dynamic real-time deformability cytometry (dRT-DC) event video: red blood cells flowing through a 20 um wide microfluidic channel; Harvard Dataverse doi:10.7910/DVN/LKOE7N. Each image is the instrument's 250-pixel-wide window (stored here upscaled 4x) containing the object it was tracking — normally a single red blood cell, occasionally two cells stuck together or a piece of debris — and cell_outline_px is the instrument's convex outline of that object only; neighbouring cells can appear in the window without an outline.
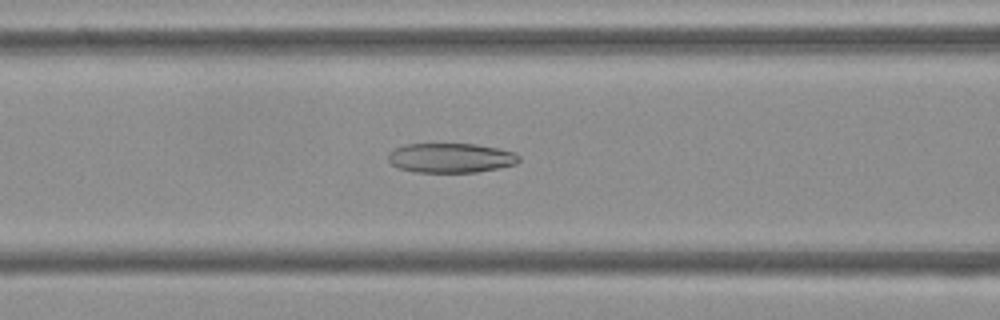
{"species": "Egyptian fruit bat (a non-hibernating species)", "species_latin": "Rousettus aegyptiacus", "temperature_condition": "cold", "stored_images_in_passage": 45, "camera_frame_rate_fps": 3000, "um_per_image_px": 0.085, "frame": {"image": 1, "passage_image": 19, "time_ms": 6.0, "image_size_px": [1000, 320], "cell_outline_px": [[520, 160], [516, 164], [500, 168], [476, 172], [416, 172], [400, 168], [392, 164], [388, 160], [388, 152], [404, 144], [476, 144], [516, 152], [520, 156]], "centroid_in_image_um": [38.34, 13.42], "position_along_channel_um": 128.3, "area_um2": 22.6}}
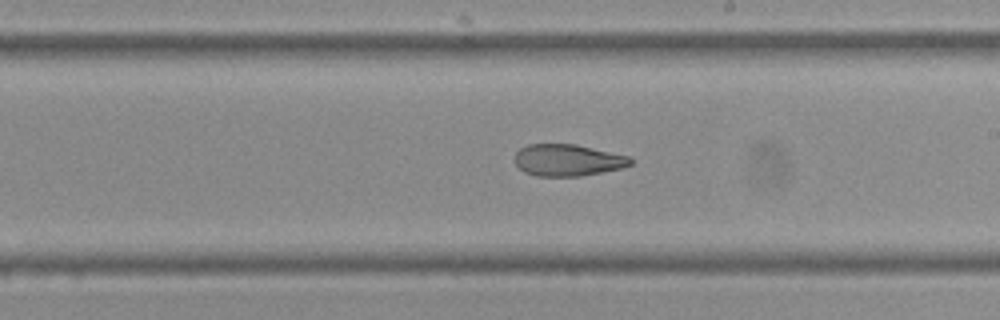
{"frame": {"image": 2, "passage_image": 28, "time_ms": 9.0, "image_size_px": [1000, 320], "cell_outline_px": [[632, 164], [624, 168], [580, 176], [536, 176], [524, 172], [516, 164], [516, 152], [520, 148], [528, 144], [576, 144], [632, 156]], "centroid_in_image_um": [48.31, 13.61], "position_along_channel_um": 240.7, "area_um2": 21.62}}
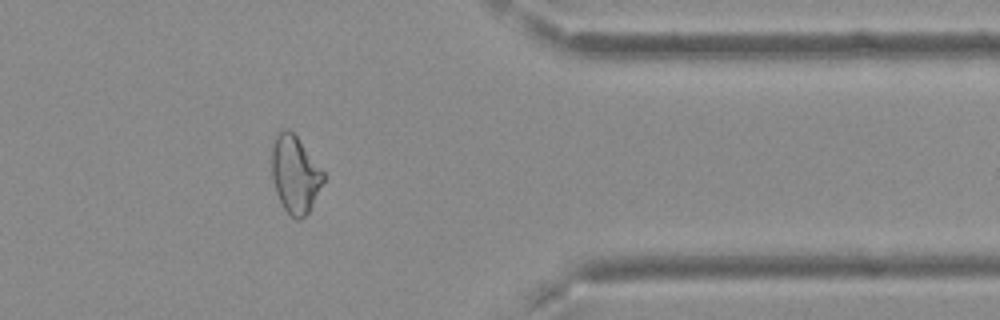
{"frame": {"image": 3, "passage_image": 41, "time_ms": 13.333, "image_size_px": [1000, 320], "cell_outline_px": [[324, 180], [308, 212], [300, 220], [296, 220], [284, 208], [276, 192], [272, 176], [272, 144], [280, 128], [288, 128], [296, 136], [324, 172]], "centroid_in_image_um": [25.06, 14.79], "position_along_channel_um": 386.3, "area_um2": 22.89}, "authors_computed_cell_mechanics": {"area_um2": 23.5824, "velocity_mm_per_s": 3.7495, "shape_relaxation_time_tau1_ms": null, "shape_relaxation_time_tau2_ms": 4.5743, "deformation_change_tau1": null, "deformation_change_tau2": 0.1332}}